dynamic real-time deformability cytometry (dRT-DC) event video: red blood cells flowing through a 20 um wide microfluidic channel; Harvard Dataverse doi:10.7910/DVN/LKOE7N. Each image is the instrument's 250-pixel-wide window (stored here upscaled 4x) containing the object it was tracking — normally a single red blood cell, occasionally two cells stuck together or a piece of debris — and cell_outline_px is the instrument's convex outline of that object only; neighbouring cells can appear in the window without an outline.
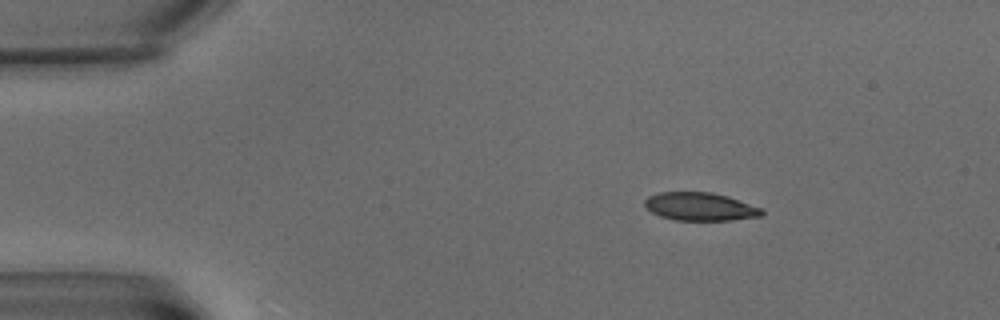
{"species": "common noctule bat (a hibernating species)", "species_latin": "Nyctalus noctula", "temperature_condition": "warm", "stored_images_in_passage": 5, "camera_frame_rate_fps": 3000, "um_per_image_px": 0.085, "animal": {"sex": "male", "body_mass_g": 15.6}, "frame": {"image": 1, "passage_image": 1, "time_ms": 0.0, "image_size_px": [1000, 320], "cell_outline_px": [[764, 216], [732, 220], [676, 220], [660, 216], [652, 212], [644, 204], [644, 200], [648, 196], [660, 192], [712, 192], [728, 196], [764, 208]], "centroid_in_image_um": [59.57, 17.56], "position_along_channel_um": 25.4, "area_um2": 19.36}}
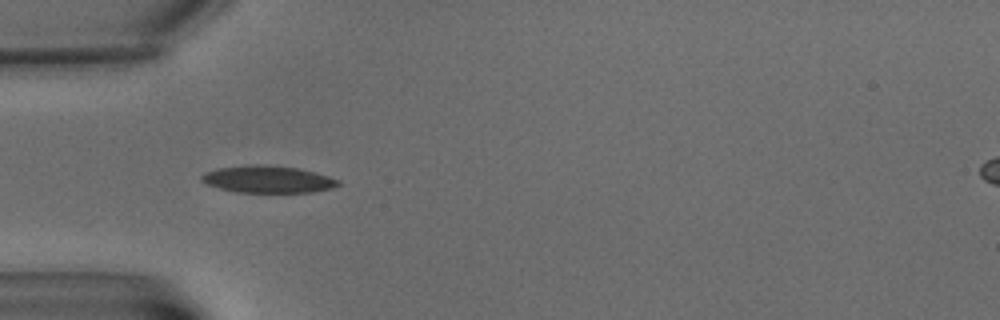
{"frame": {"image": 2, "passage_image": 4, "time_ms": 3.667, "image_size_px": [1000, 320], "cell_outline_px": [[340, 184], [332, 188], [312, 192], [236, 192], [220, 188], [208, 184], [200, 180], [200, 176], [204, 172], [216, 168], [248, 164], [260, 164], [296, 168], [328, 176], [340, 180]], "centroid_in_image_um": [22.72, 15.23], "position_along_channel_um": 62.3, "area_um2": 21.5}}